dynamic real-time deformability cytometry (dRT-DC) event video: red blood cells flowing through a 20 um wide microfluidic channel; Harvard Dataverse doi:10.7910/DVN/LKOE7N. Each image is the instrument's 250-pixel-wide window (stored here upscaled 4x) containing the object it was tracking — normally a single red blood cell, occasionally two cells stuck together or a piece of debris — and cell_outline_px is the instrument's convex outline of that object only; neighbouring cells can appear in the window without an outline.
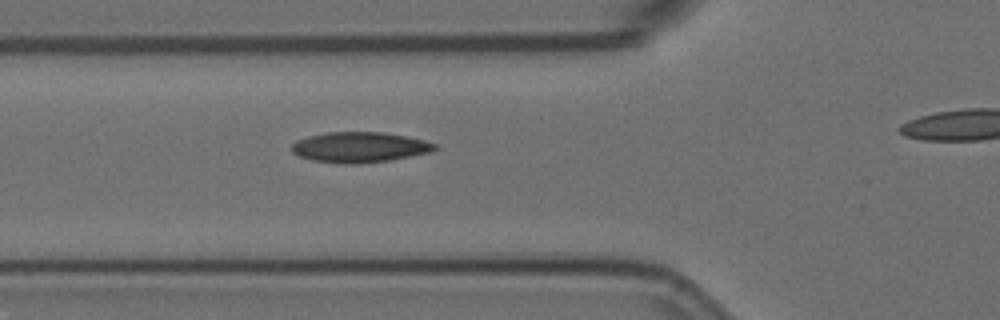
{"species": "Egyptian fruit bat (a non-hibernating species)", "species_latin": "Rousettus aegyptiacus", "temperature_condition": "room temperature", "stored_images_in_passage": 3, "segment_of_instrument_passage": [1, 2], "camera_frame_rate_fps": 3000, "um_per_image_px": 0.085, "animal": {"sex": "female"}, "frame": {"image": 1, "passage_image": 2, "time_ms": 0.333, "image_size_px": [1000, 320], "cell_outline_px": [[436, 148], [432, 152], [388, 160], [356, 164], [348, 164], [312, 160], [300, 156], [292, 152], [292, 144], [296, 140], [308, 136], [328, 132], [384, 132], [408, 136], [424, 140], [436, 144]], "centroid_in_image_um": [30.57, 12.5], "position_along_channel_um": 95.2, "area_um2": 25.26}}